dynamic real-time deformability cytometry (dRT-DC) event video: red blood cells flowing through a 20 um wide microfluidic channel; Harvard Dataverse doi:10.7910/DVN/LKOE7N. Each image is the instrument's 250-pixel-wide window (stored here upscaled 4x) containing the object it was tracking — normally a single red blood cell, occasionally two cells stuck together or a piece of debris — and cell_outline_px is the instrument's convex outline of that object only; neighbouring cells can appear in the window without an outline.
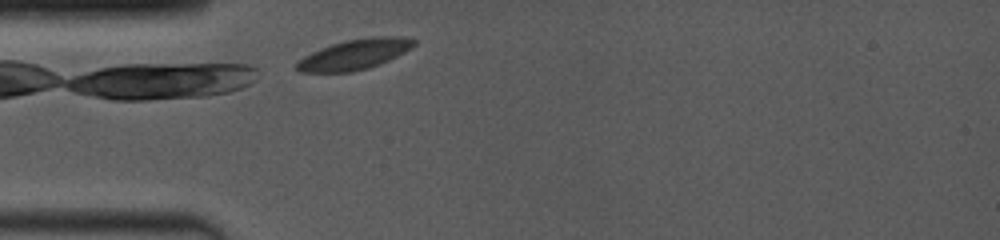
{"species": "common noctule bat (a hibernating species)", "species_latin": "Nyctalus noctula", "temperature_condition": "room temperature", "stored_images_in_passage": 33, "camera_frame_rate_fps": 4000, "um_per_image_px": 0.085, "animal": {"sex": "female", "body_mass_g": 19.0, "forearm_length_mm": 53.3}, "frame": {"image": 1, "passage_image": 1, "time_ms": 0.0, "image_size_px": [1000, 240], "cell_outline_px": [[416, 44], [412, 48], [380, 64], [368, 68], [352, 72], [300, 72], [296, 68], [296, 64], [304, 56], [320, 48], [332, 44], [348, 40], [372, 36], [404, 36], [416, 40]], "centroid_in_image_um": [30.18, 4.61], "position_along_channel_um": 54.8, "area_um2": 20.63}}
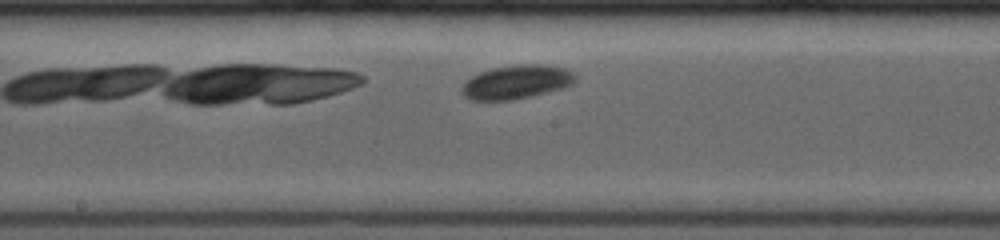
{"frame": {"image": 2, "passage_image": 15, "time_ms": 4.0, "image_size_px": [1000, 240], "cell_outline_px": [[576, 80], [572, 84], [560, 88], [532, 96], [512, 100], [472, 100], [464, 96], [464, 80], [480, 72], [492, 68], [520, 64], [540, 64], [564, 68], [572, 72], [576, 76]], "centroid_in_image_um": [43.9, 6.96], "position_along_channel_um": 204.3, "area_um2": 22.08}}
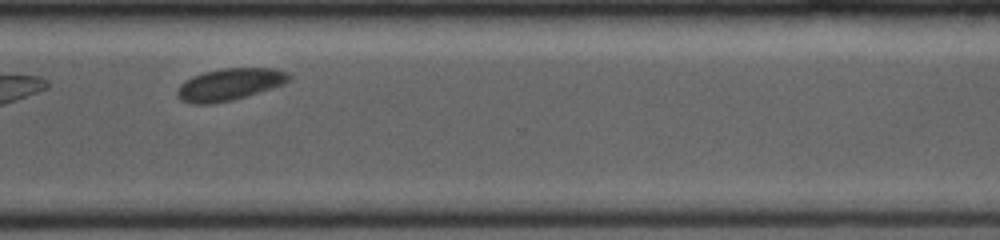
{"frame": {"image": 3, "passage_image": 30, "time_ms": 7.75, "image_size_px": [1000, 240], "cell_outline_px": [[292, 80], [284, 84], [248, 96], [232, 100], [212, 104], [192, 104], [180, 100], [176, 96], [176, 92], [180, 84], [184, 80], [192, 76], [204, 72], [224, 68], [276, 68], [288, 72], [292, 76]], "centroid_in_image_um": [19.53, 7.18], "position_along_channel_um": 351.1, "area_um2": 21.21}}